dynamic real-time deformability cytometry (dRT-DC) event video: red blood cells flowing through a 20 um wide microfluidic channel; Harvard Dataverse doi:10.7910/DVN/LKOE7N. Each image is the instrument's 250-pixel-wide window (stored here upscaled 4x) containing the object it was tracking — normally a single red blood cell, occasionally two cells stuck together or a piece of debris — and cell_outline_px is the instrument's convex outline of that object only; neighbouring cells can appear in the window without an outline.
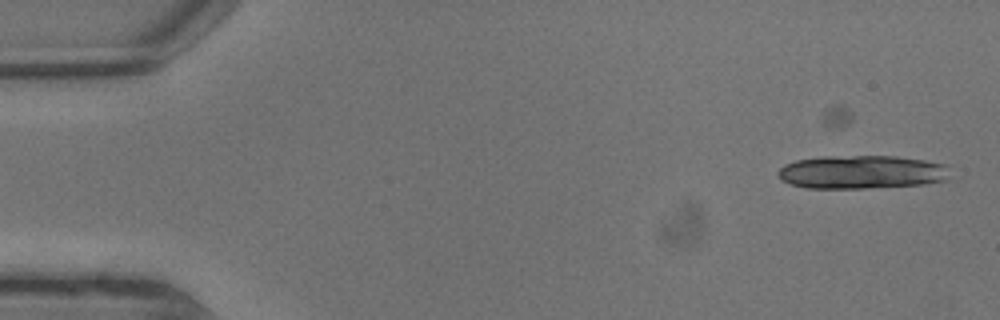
{"species": "common noctule bat (a hibernating species)", "species_latin": "Nyctalus noctula", "temperature_condition": "warm", "stored_images_in_passage": 9, "camera_frame_rate_fps": 3000, "um_per_image_px": 0.085, "animal": {"sex": "male", "body_mass_g": 13.3}, "frame": {"image": 1, "passage_image": 3, "time_ms": 0.667, "image_size_px": [1000, 320], "cell_outline_px": [[948, 180], [924, 184], [864, 188], [804, 188], [780, 180], [776, 172], [784, 164], [796, 160], [824, 156], [896, 156], [924, 160], [948, 164]], "centroid_in_image_um": [73.23, 14.62], "position_along_channel_um": 11.8, "area_um2": 33.76}}